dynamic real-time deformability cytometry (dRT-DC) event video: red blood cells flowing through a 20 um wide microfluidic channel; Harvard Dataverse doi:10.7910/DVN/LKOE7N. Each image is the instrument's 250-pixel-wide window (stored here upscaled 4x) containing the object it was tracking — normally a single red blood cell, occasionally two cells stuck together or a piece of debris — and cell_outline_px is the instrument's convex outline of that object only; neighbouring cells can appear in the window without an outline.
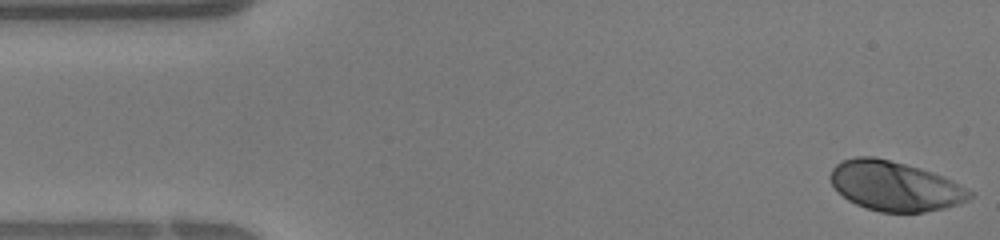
{"species": "human", "species_latin": "Homo sapiens", "temperature_condition": "warm", "stored_images_in_passage": 39, "camera_frame_rate_fps": 3000, "um_per_image_px": 0.085, "donor": {"sex": "female"}, "frame": {"image": 1, "passage_image": 1, "time_ms": 0.0, "image_size_px": [1000, 240], "cell_outline_px": [[976, 192], [968, 200], [944, 208], [924, 212], [880, 212], [856, 204], [848, 200], [832, 184], [832, 168], [836, 164], [844, 160], [856, 156], [872, 156], [920, 168], [932, 172]], "centroid_in_image_um": [76.09, 15.82], "position_along_channel_um": 8.9, "area_um2": 39.71}}
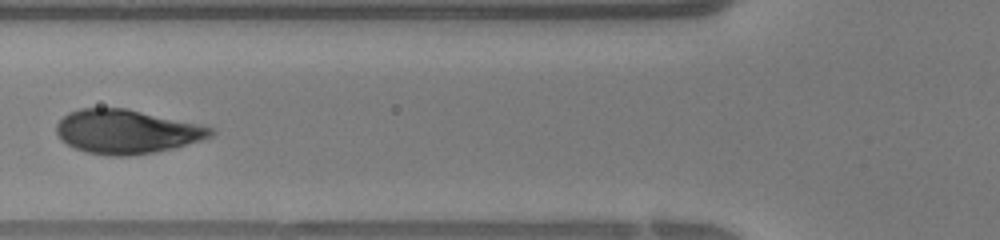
{"frame": {"image": 2, "passage_image": 14, "time_ms": 4.333, "image_size_px": [1000, 240], "cell_outline_px": [[216, 132], [212, 136], [200, 140], [172, 148], [152, 152], [128, 156], [108, 156], [84, 152], [60, 140], [56, 132], [56, 124], [68, 112], [80, 108], [124, 108], [196, 124], [212, 128]], "centroid_in_image_um": [10.69, 11.19], "position_along_channel_um": 115.1, "area_um2": 39.07}}
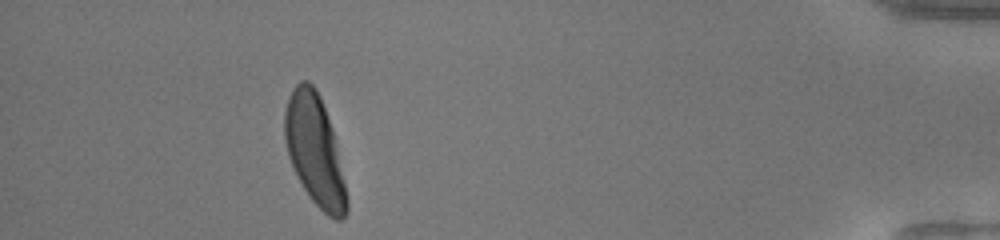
{"frame": {"image": 3, "passage_image": 35, "time_ms": 11.333, "image_size_px": [1000, 240], "cell_outline_px": [[348, 212], [340, 220], [336, 220], [328, 216], [312, 200], [304, 188], [288, 156], [284, 140], [284, 112], [288, 96], [292, 88], [300, 80], [308, 80], [316, 88], [320, 96], [332, 128], [336, 144], [344, 180], [348, 200]], "centroid_in_image_um": [26.74, 12.74], "position_along_channel_um": 408.5, "area_um2": 39.71}}